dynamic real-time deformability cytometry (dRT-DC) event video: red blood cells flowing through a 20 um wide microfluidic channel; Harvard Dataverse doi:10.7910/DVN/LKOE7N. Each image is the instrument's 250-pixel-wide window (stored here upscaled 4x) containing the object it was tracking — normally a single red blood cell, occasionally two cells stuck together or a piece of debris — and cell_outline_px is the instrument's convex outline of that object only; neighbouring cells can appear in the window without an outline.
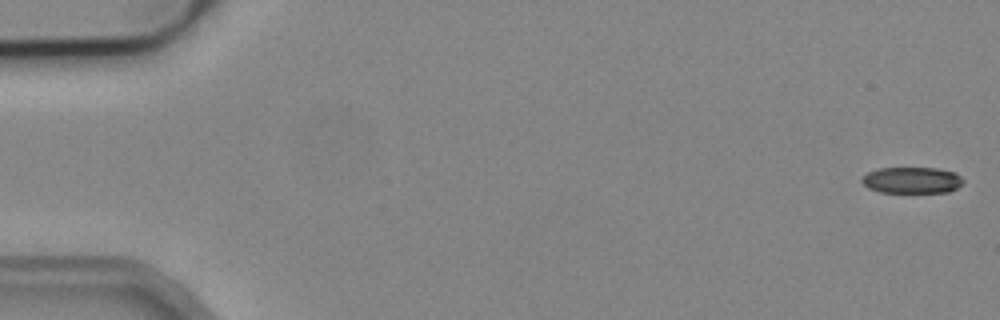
{"species": "common noctule bat (a hibernating species)", "species_latin": "Nyctalus noctula", "temperature_condition": "cold", "stored_images_in_passage": 3, "camera_frame_rate_fps": 3000, "um_per_image_px": 0.085, "animal": {"sex": "male", "body_mass_g": 19.2, "forearm_length_mm": 51.8}, "frame": {"image": 1, "passage_image": 1, "time_ms": 0.0, "image_size_px": [1000, 320], "cell_outline_px": [[964, 184], [948, 192], [880, 192], [868, 188], [860, 180], [868, 172], [876, 168], [936, 168], [956, 172], [964, 180]], "centroid_in_image_um": [77.53, 15.31], "position_along_channel_um": 7.5, "area_um2": 15.61}}